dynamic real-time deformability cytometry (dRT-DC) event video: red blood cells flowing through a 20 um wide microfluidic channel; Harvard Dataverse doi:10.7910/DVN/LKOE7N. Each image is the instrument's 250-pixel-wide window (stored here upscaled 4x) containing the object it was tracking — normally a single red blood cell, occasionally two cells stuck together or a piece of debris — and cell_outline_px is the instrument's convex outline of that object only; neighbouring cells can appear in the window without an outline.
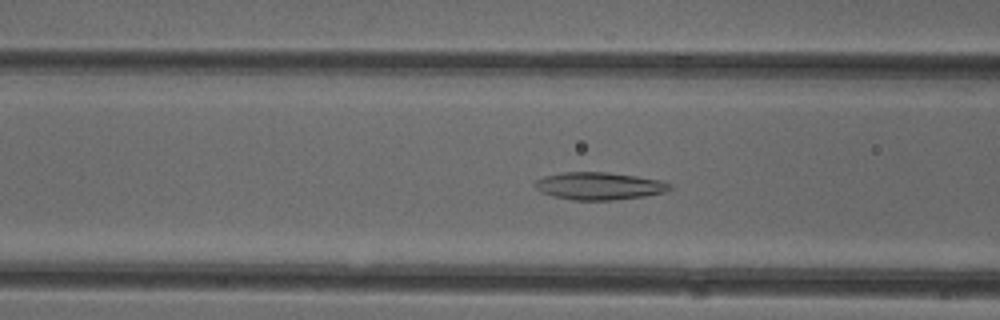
{"species": "common noctule bat (a hibernating species)", "species_latin": "Nyctalus noctula", "temperature_condition": "cold", "stored_images_in_passage": 50, "camera_frame_rate_fps": 3000, "um_per_image_px": 0.085, "animal": {"sex": "female"}, "frame": {"image": 1, "passage_image": 19, "time_ms": 6.0, "image_size_px": [1000, 320], "cell_outline_px": [[672, 188], [668, 192], [644, 196], [612, 200], [572, 200], [552, 196], [540, 192], [532, 184], [536, 180], [544, 176], [564, 172], [608, 172], [636, 176], [660, 180], [672, 184]], "centroid_in_image_um": [50.93, 15.81], "position_along_channel_um": 115.7, "area_um2": 21.79}}
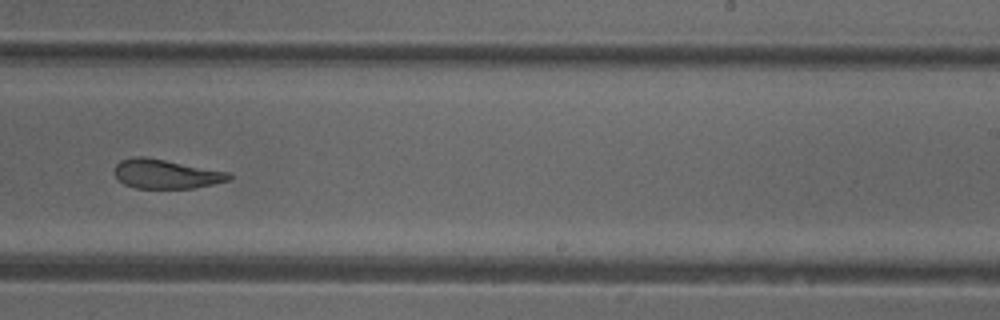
{"frame": {"image": 2, "passage_image": 31, "time_ms": 10.0, "image_size_px": [1000, 320], "cell_outline_px": [[232, 176], [228, 180], [212, 184], [192, 188], [136, 188], [124, 184], [116, 176], [116, 164], [120, 160], [136, 156], [144, 156], [232, 172]], "centroid_in_image_um": [14.14, 14.78], "position_along_channel_um": 274.9, "area_um2": 19.42}}
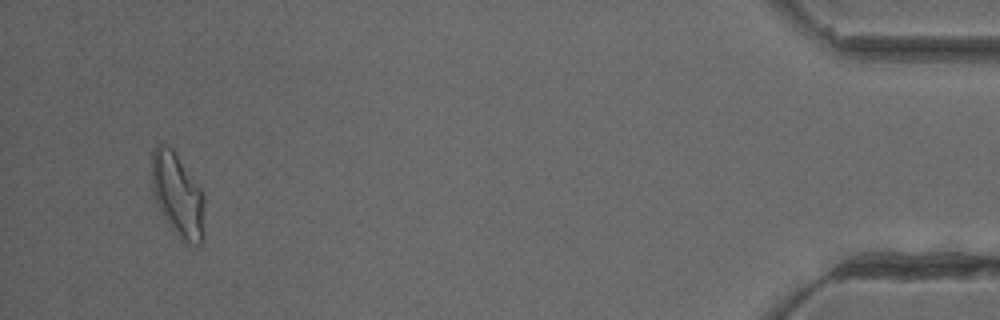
{"frame": {"image": 3, "passage_image": 48, "time_ms": 15.667, "image_size_px": [1000, 320], "cell_outline_px": [[204, 236], [200, 244], [196, 248], [184, 240], [180, 236], [152, 204], [152, 148], [156, 144], [168, 144], [176, 152], [204, 192]], "centroid_in_image_um": [15.09, 16.55], "position_along_channel_um": 420.1, "area_um2": 26.53}, "authors_computed_cell_mechanics": {"area_um2": 22.1374, "velocity_mm_per_s": 3.9843, "shape_relaxation_time_tau1_ms": null, "shape_relaxation_time_tau2_ms": 2.8823, "deformation_change_tau1": null, "deformation_change_tau2": 0.1055}}